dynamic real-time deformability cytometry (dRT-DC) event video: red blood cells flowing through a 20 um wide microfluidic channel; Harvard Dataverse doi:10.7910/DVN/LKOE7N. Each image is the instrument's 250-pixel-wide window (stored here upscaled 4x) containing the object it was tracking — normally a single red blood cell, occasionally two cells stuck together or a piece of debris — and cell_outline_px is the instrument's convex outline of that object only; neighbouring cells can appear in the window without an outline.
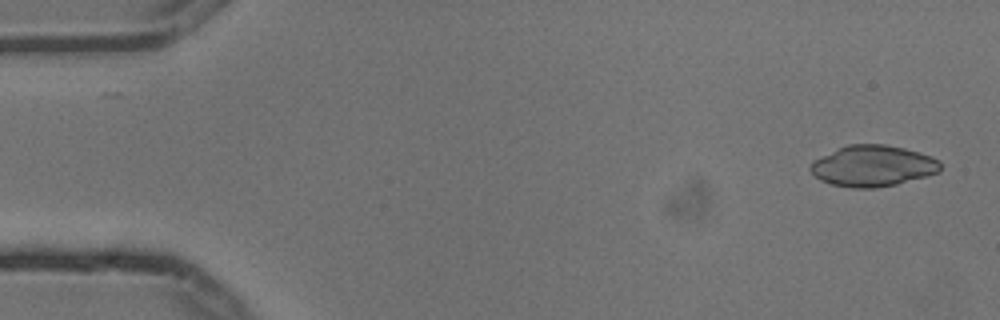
{"species": "common noctule bat (a hibernating species)", "species_latin": "Nyctalus noctula", "temperature_condition": "cold", "stored_images_in_passage": 4, "camera_frame_rate_fps": 3000, "um_per_image_px": 0.085, "animal": {"sex": "male", "body_mass_g": 13.3}, "frame": {"image": 1, "passage_image": 1, "time_ms": 0.0, "image_size_px": [1000, 320], "cell_outline_px": [[940, 172], [896, 184], [876, 188], [852, 188], [832, 184], [820, 180], [808, 168], [812, 160], [848, 144], [884, 144], [904, 148], [932, 156], [940, 160]], "centroid_in_image_um": [74.18, 14.1], "position_along_channel_um": 10.8, "area_um2": 31.1}}